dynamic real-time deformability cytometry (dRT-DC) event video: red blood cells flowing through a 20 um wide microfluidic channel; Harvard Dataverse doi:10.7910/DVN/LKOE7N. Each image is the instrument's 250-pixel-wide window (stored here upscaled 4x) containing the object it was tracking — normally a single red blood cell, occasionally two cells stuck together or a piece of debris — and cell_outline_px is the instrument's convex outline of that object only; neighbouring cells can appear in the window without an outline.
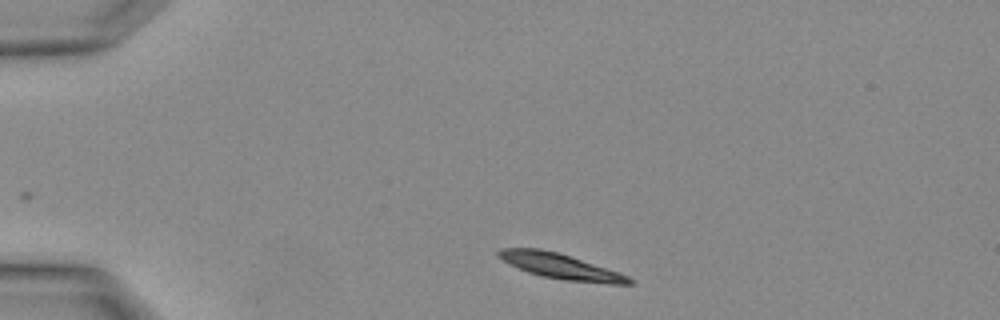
{"species": "Egyptian fruit bat (a non-hibernating species)", "species_latin": "Rousettus aegyptiacus", "temperature_condition": "warm", "stored_images_in_passage": 3, "segment_of_instrument_passage": [2, 2], "camera_frame_rate_fps": 3000, "um_per_image_px": 0.085, "animal": {"sex": "female"}, "frame": {"image": 1, "passage_image": 3, "time_ms": 0.667, "image_size_px": [1000, 320], "cell_outline_px": [[632, 284], [608, 284], [564, 280], [544, 276], [528, 272], [504, 260], [496, 252], [500, 248], [540, 248], [556, 252], [620, 272], [628, 276], [632, 280]], "centroid_in_image_um": [47.7, 22.64], "position_along_channel_um": 37.3, "area_um2": 18.84}}